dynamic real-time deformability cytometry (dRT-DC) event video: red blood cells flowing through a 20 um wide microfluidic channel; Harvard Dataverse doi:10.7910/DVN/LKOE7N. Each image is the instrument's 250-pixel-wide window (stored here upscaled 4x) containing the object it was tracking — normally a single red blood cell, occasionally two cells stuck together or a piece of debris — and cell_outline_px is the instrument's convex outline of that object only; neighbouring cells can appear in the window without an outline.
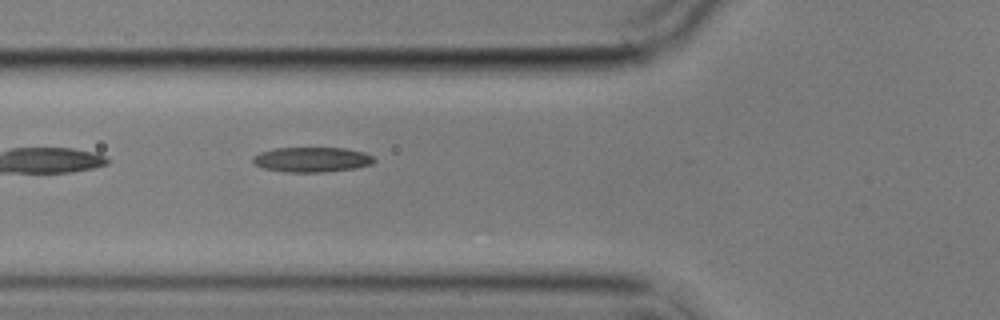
{"species": "common noctule bat (a hibernating species)", "species_latin": "Nyctalus noctula", "temperature_condition": "cold", "stored_images_in_passage": 6, "camera_frame_rate_fps": 3000, "um_per_image_px": 0.085, "animal": {"sex": "male", "body_mass_g": 17.9}, "frame": {"image": 1, "passage_image": 6, "time_ms": 5.667, "image_size_px": [1000, 320], "cell_outline_px": [[376, 160], [372, 164], [356, 168], [320, 172], [284, 172], [264, 168], [252, 164], [252, 156], [260, 152], [276, 148], [344, 148], [364, 152], [372, 156]], "centroid_in_image_um": [26.48, 13.56], "position_along_channel_um": 99.3, "area_um2": 17.69}}